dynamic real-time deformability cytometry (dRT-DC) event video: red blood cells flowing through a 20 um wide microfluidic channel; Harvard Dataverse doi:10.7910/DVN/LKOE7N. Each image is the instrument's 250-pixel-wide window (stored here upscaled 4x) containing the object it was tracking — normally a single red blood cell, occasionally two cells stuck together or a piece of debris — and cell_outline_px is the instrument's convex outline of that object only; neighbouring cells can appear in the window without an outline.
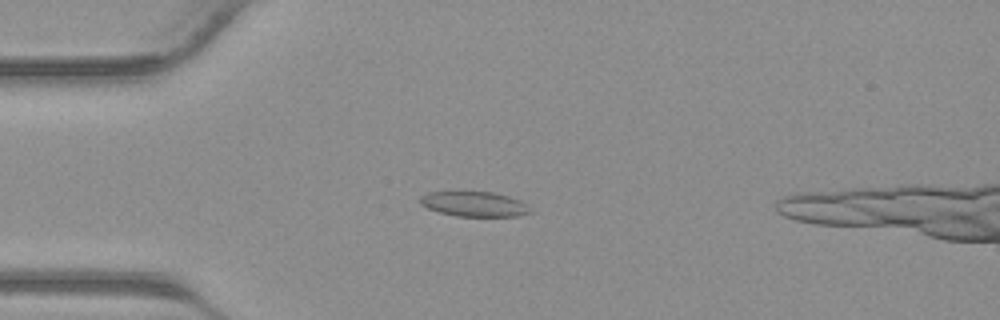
{"species": "common noctule bat (a hibernating species)", "species_latin": "Nyctalus noctula", "temperature_condition": "warm", "stored_images_in_passage": 35, "camera_frame_rate_fps": 3000, "um_per_image_px": 0.085, "animal": {"sex": "male", "body_mass_g": 23.1, "forearm_length_mm": 52.7}, "frame": {"image": 1, "passage_image": 7, "time_ms": 2.0, "image_size_px": [1000, 320], "cell_outline_px": [[532, 212], [516, 216], [456, 216], [440, 212], [428, 208], [420, 204], [420, 196], [428, 192], [492, 192], [508, 196], [520, 200]], "centroid_in_image_um": [40.28, 17.34], "position_along_channel_um": 44.7, "area_um2": 15.78}}
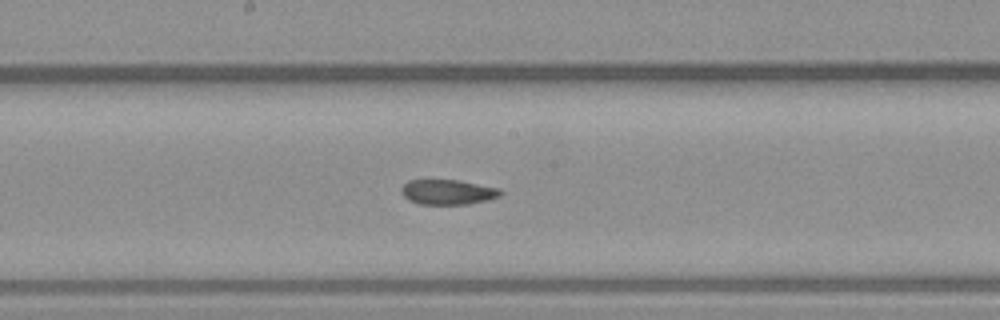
{"frame": {"image": 2, "passage_image": 18, "time_ms": 5.667, "image_size_px": [1000, 320], "cell_outline_px": [[504, 192], [500, 196], [468, 204], [420, 204], [408, 200], [400, 192], [400, 188], [408, 180], [460, 180], [500, 188]], "centroid_in_image_um": [38.05, 16.31], "position_along_channel_um": 210.1, "area_um2": 14.51}}
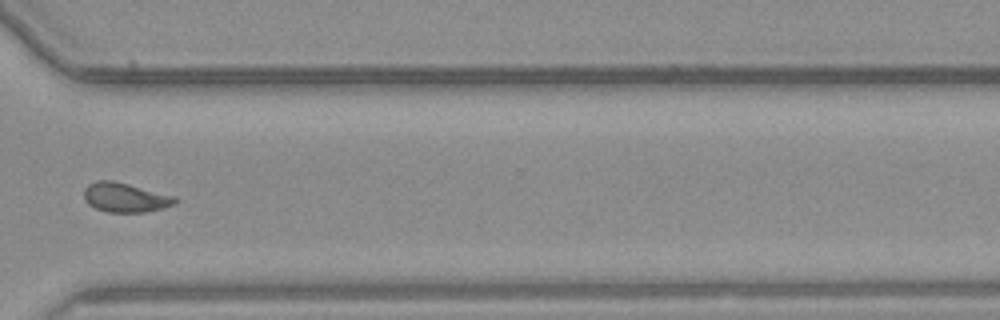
{"frame": {"image": 3, "passage_image": 27, "time_ms": 8.667, "image_size_px": [1000, 320], "cell_outline_px": [[180, 200], [176, 204], [164, 208], [148, 212], [108, 212], [96, 208], [88, 204], [84, 200], [84, 188], [88, 184], [96, 180], [112, 180], [176, 196]], "centroid_in_image_um": [10.67, 16.79], "position_along_channel_um": 359.9, "area_um2": 15.84}}